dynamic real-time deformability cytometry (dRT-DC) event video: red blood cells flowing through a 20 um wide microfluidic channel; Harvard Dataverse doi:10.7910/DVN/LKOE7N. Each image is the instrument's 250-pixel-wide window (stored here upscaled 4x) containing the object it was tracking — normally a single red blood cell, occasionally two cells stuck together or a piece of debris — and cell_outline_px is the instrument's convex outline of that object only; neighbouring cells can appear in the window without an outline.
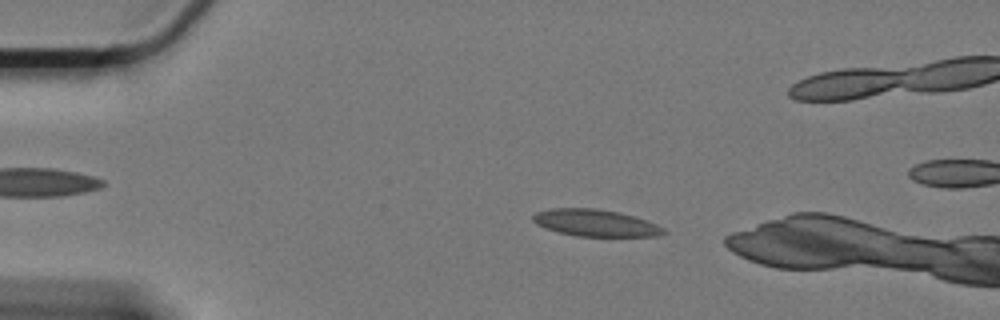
{"species": "Egyptian fruit bat (a non-hibernating species)", "species_latin": "Rousettus aegyptiacus", "temperature_condition": "cold", "stored_images_in_passage": 46, "camera_frame_rate_fps": 3000, "um_per_image_px": 0.085, "animal": {"sex": "female"}, "frame": {"image": 1, "passage_image": 4, "time_ms": 1.0, "image_size_px": [1000, 320], "cell_outline_px": [[668, 232], [656, 236], [576, 236], [560, 232], [536, 224], [532, 220], [532, 216], [536, 212], [552, 208], [596, 208], [616, 212], [632, 216], [656, 224], [664, 228]], "centroid_in_image_um": [50.6, 18.95], "position_along_channel_um": 34.4, "area_um2": 20.17}}